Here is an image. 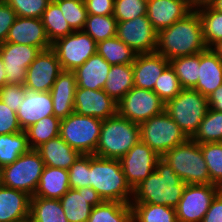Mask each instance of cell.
I'll use <instances>...</instances> for the list:
<instances>
[{"label":"cell","instance_id":"6da1fadb","mask_svg":"<svg viewBox=\"0 0 222 222\" xmlns=\"http://www.w3.org/2000/svg\"><path fill=\"white\" fill-rule=\"evenodd\" d=\"M206 49L197 10H192L184 18L157 33L156 52L168 61L198 54Z\"/></svg>","mask_w":222,"mask_h":222},{"label":"cell","instance_id":"7a4b0ae2","mask_svg":"<svg viewBox=\"0 0 222 222\" xmlns=\"http://www.w3.org/2000/svg\"><path fill=\"white\" fill-rule=\"evenodd\" d=\"M186 185L161 157L155 170L133 190L131 203H151L175 208Z\"/></svg>","mask_w":222,"mask_h":222},{"label":"cell","instance_id":"3957f363","mask_svg":"<svg viewBox=\"0 0 222 222\" xmlns=\"http://www.w3.org/2000/svg\"><path fill=\"white\" fill-rule=\"evenodd\" d=\"M89 187H92L103 201H117L131 204L133 190L128 185L120 160L106 159L90 154Z\"/></svg>","mask_w":222,"mask_h":222},{"label":"cell","instance_id":"277c9868","mask_svg":"<svg viewBox=\"0 0 222 222\" xmlns=\"http://www.w3.org/2000/svg\"><path fill=\"white\" fill-rule=\"evenodd\" d=\"M140 140L139 124L118 114L102 120L95 156L121 159Z\"/></svg>","mask_w":222,"mask_h":222},{"label":"cell","instance_id":"5b68a950","mask_svg":"<svg viewBox=\"0 0 222 222\" xmlns=\"http://www.w3.org/2000/svg\"><path fill=\"white\" fill-rule=\"evenodd\" d=\"M162 158L186 184H210L200 144L191 138L167 151Z\"/></svg>","mask_w":222,"mask_h":222},{"label":"cell","instance_id":"8992f818","mask_svg":"<svg viewBox=\"0 0 222 222\" xmlns=\"http://www.w3.org/2000/svg\"><path fill=\"white\" fill-rule=\"evenodd\" d=\"M209 110L208 99L194 89H182L178 95L165 103L166 113L191 138Z\"/></svg>","mask_w":222,"mask_h":222},{"label":"cell","instance_id":"52a82bcc","mask_svg":"<svg viewBox=\"0 0 222 222\" xmlns=\"http://www.w3.org/2000/svg\"><path fill=\"white\" fill-rule=\"evenodd\" d=\"M45 164L36 149H30L15 162L1 168L2 186L34 195Z\"/></svg>","mask_w":222,"mask_h":222},{"label":"cell","instance_id":"ba28073f","mask_svg":"<svg viewBox=\"0 0 222 222\" xmlns=\"http://www.w3.org/2000/svg\"><path fill=\"white\" fill-rule=\"evenodd\" d=\"M139 127L140 140L147 144L160 157L188 139L186 134L166 111L140 123Z\"/></svg>","mask_w":222,"mask_h":222},{"label":"cell","instance_id":"9c48e42d","mask_svg":"<svg viewBox=\"0 0 222 222\" xmlns=\"http://www.w3.org/2000/svg\"><path fill=\"white\" fill-rule=\"evenodd\" d=\"M102 120L72 113L61 119L59 136L81 154H95Z\"/></svg>","mask_w":222,"mask_h":222},{"label":"cell","instance_id":"30bf717a","mask_svg":"<svg viewBox=\"0 0 222 222\" xmlns=\"http://www.w3.org/2000/svg\"><path fill=\"white\" fill-rule=\"evenodd\" d=\"M63 71H74L97 53V43L83 30L57 39L52 43Z\"/></svg>","mask_w":222,"mask_h":222},{"label":"cell","instance_id":"8fae6325","mask_svg":"<svg viewBox=\"0 0 222 222\" xmlns=\"http://www.w3.org/2000/svg\"><path fill=\"white\" fill-rule=\"evenodd\" d=\"M165 111V102L152 90L133 87L117 104V114L140 124Z\"/></svg>","mask_w":222,"mask_h":222},{"label":"cell","instance_id":"7c38bea8","mask_svg":"<svg viewBox=\"0 0 222 222\" xmlns=\"http://www.w3.org/2000/svg\"><path fill=\"white\" fill-rule=\"evenodd\" d=\"M222 188L215 184H187L175 207L177 222H202Z\"/></svg>","mask_w":222,"mask_h":222},{"label":"cell","instance_id":"4fadbf2b","mask_svg":"<svg viewBox=\"0 0 222 222\" xmlns=\"http://www.w3.org/2000/svg\"><path fill=\"white\" fill-rule=\"evenodd\" d=\"M161 157L139 140L120 160L126 182L134 190L156 168Z\"/></svg>","mask_w":222,"mask_h":222},{"label":"cell","instance_id":"5bb4252c","mask_svg":"<svg viewBox=\"0 0 222 222\" xmlns=\"http://www.w3.org/2000/svg\"><path fill=\"white\" fill-rule=\"evenodd\" d=\"M116 37L136 54L154 53L157 48V32L147 15L117 23Z\"/></svg>","mask_w":222,"mask_h":222},{"label":"cell","instance_id":"9a60e30c","mask_svg":"<svg viewBox=\"0 0 222 222\" xmlns=\"http://www.w3.org/2000/svg\"><path fill=\"white\" fill-rule=\"evenodd\" d=\"M41 52L31 45L4 42L0 44V57L4 63L7 83L24 85L26 70Z\"/></svg>","mask_w":222,"mask_h":222},{"label":"cell","instance_id":"2e32d148","mask_svg":"<svg viewBox=\"0 0 222 222\" xmlns=\"http://www.w3.org/2000/svg\"><path fill=\"white\" fill-rule=\"evenodd\" d=\"M62 71L56 52L52 48L41 51L26 70L24 86L35 92L50 91Z\"/></svg>","mask_w":222,"mask_h":222},{"label":"cell","instance_id":"e0dca14e","mask_svg":"<svg viewBox=\"0 0 222 222\" xmlns=\"http://www.w3.org/2000/svg\"><path fill=\"white\" fill-rule=\"evenodd\" d=\"M117 104L103 89L76 87L74 112L77 114L105 120L117 115Z\"/></svg>","mask_w":222,"mask_h":222},{"label":"cell","instance_id":"ac0fdd59","mask_svg":"<svg viewBox=\"0 0 222 222\" xmlns=\"http://www.w3.org/2000/svg\"><path fill=\"white\" fill-rule=\"evenodd\" d=\"M59 200L68 222H87L92 208L103 202L92 187L70 188Z\"/></svg>","mask_w":222,"mask_h":222},{"label":"cell","instance_id":"d6986e66","mask_svg":"<svg viewBox=\"0 0 222 222\" xmlns=\"http://www.w3.org/2000/svg\"><path fill=\"white\" fill-rule=\"evenodd\" d=\"M5 42L31 45L41 51L52 48L41 18H26L17 16L9 29Z\"/></svg>","mask_w":222,"mask_h":222},{"label":"cell","instance_id":"ffe728a7","mask_svg":"<svg viewBox=\"0 0 222 222\" xmlns=\"http://www.w3.org/2000/svg\"><path fill=\"white\" fill-rule=\"evenodd\" d=\"M16 115L23 131L42 118L54 115L50 91L35 92L26 89L25 98Z\"/></svg>","mask_w":222,"mask_h":222},{"label":"cell","instance_id":"44dd1931","mask_svg":"<svg viewBox=\"0 0 222 222\" xmlns=\"http://www.w3.org/2000/svg\"><path fill=\"white\" fill-rule=\"evenodd\" d=\"M191 11L188 1L148 0L147 2V18L157 33L184 18Z\"/></svg>","mask_w":222,"mask_h":222},{"label":"cell","instance_id":"7402d4cb","mask_svg":"<svg viewBox=\"0 0 222 222\" xmlns=\"http://www.w3.org/2000/svg\"><path fill=\"white\" fill-rule=\"evenodd\" d=\"M168 65L169 61L157 52L137 54L132 64L134 87L153 91L156 81Z\"/></svg>","mask_w":222,"mask_h":222},{"label":"cell","instance_id":"603a6c76","mask_svg":"<svg viewBox=\"0 0 222 222\" xmlns=\"http://www.w3.org/2000/svg\"><path fill=\"white\" fill-rule=\"evenodd\" d=\"M76 87V77L73 71H62L58 75L50 90L55 117L63 119L74 113Z\"/></svg>","mask_w":222,"mask_h":222},{"label":"cell","instance_id":"cb8c5ba5","mask_svg":"<svg viewBox=\"0 0 222 222\" xmlns=\"http://www.w3.org/2000/svg\"><path fill=\"white\" fill-rule=\"evenodd\" d=\"M221 85L222 61L211 48H207L200 52L198 82L193 89L208 97Z\"/></svg>","mask_w":222,"mask_h":222},{"label":"cell","instance_id":"d4e9b609","mask_svg":"<svg viewBox=\"0 0 222 222\" xmlns=\"http://www.w3.org/2000/svg\"><path fill=\"white\" fill-rule=\"evenodd\" d=\"M111 66L98 53L92 55L83 65L73 71L77 87L92 90L103 89Z\"/></svg>","mask_w":222,"mask_h":222},{"label":"cell","instance_id":"484cf974","mask_svg":"<svg viewBox=\"0 0 222 222\" xmlns=\"http://www.w3.org/2000/svg\"><path fill=\"white\" fill-rule=\"evenodd\" d=\"M31 196L26 192L0 186V222L30 217Z\"/></svg>","mask_w":222,"mask_h":222},{"label":"cell","instance_id":"4316f807","mask_svg":"<svg viewBox=\"0 0 222 222\" xmlns=\"http://www.w3.org/2000/svg\"><path fill=\"white\" fill-rule=\"evenodd\" d=\"M45 166L68 170L81 155L79 151L71 148L60 136L50 139L36 148Z\"/></svg>","mask_w":222,"mask_h":222},{"label":"cell","instance_id":"83f0119b","mask_svg":"<svg viewBox=\"0 0 222 222\" xmlns=\"http://www.w3.org/2000/svg\"><path fill=\"white\" fill-rule=\"evenodd\" d=\"M68 170L45 166L33 196L60 199L69 189Z\"/></svg>","mask_w":222,"mask_h":222},{"label":"cell","instance_id":"f1b7e54d","mask_svg":"<svg viewBox=\"0 0 222 222\" xmlns=\"http://www.w3.org/2000/svg\"><path fill=\"white\" fill-rule=\"evenodd\" d=\"M134 87L132 64L112 65L103 90L116 102Z\"/></svg>","mask_w":222,"mask_h":222},{"label":"cell","instance_id":"f546056e","mask_svg":"<svg viewBox=\"0 0 222 222\" xmlns=\"http://www.w3.org/2000/svg\"><path fill=\"white\" fill-rule=\"evenodd\" d=\"M32 222H68L60 200L32 196L30 199Z\"/></svg>","mask_w":222,"mask_h":222},{"label":"cell","instance_id":"4dcf8cb0","mask_svg":"<svg viewBox=\"0 0 222 222\" xmlns=\"http://www.w3.org/2000/svg\"><path fill=\"white\" fill-rule=\"evenodd\" d=\"M87 222H133L131 204L103 201L92 208Z\"/></svg>","mask_w":222,"mask_h":222},{"label":"cell","instance_id":"1f68e13d","mask_svg":"<svg viewBox=\"0 0 222 222\" xmlns=\"http://www.w3.org/2000/svg\"><path fill=\"white\" fill-rule=\"evenodd\" d=\"M97 53L110 65L133 64L136 53L116 36L97 43Z\"/></svg>","mask_w":222,"mask_h":222},{"label":"cell","instance_id":"d6a6232c","mask_svg":"<svg viewBox=\"0 0 222 222\" xmlns=\"http://www.w3.org/2000/svg\"><path fill=\"white\" fill-rule=\"evenodd\" d=\"M29 150L30 147L25 131L0 135V168L12 164Z\"/></svg>","mask_w":222,"mask_h":222},{"label":"cell","instance_id":"836d02e7","mask_svg":"<svg viewBox=\"0 0 222 222\" xmlns=\"http://www.w3.org/2000/svg\"><path fill=\"white\" fill-rule=\"evenodd\" d=\"M133 222H177L175 208L151 203H131Z\"/></svg>","mask_w":222,"mask_h":222},{"label":"cell","instance_id":"e575fe53","mask_svg":"<svg viewBox=\"0 0 222 222\" xmlns=\"http://www.w3.org/2000/svg\"><path fill=\"white\" fill-rule=\"evenodd\" d=\"M60 122L58 117L47 116L28 127L27 133L28 144L30 149H36L50 139L56 138L60 134Z\"/></svg>","mask_w":222,"mask_h":222},{"label":"cell","instance_id":"d590c367","mask_svg":"<svg viewBox=\"0 0 222 222\" xmlns=\"http://www.w3.org/2000/svg\"><path fill=\"white\" fill-rule=\"evenodd\" d=\"M41 21L51 43L74 32L53 0L46 7Z\"/></svg>","mask_w":222,"mask_h":222},{"label":"cell","instance_id":"8d00e7d4","mask_svg":"<svg viewBox=\"0 0 222 222\" xmlns=\"http://www.w3.org/2000/svg\"><path fill=\"white\" fill-rule=\"evenodd\" d=\"M183 89H193L198 82L200 53L177 57L169 61Z\"/></svg>","mask_w":222,"mask_h":222},{"label":"cell","instance_id":"74e56055","mask_svg":"<svg viewBox=\"0 0 222 222\" xmlns=\"http://www.w3.org/2000/svg\"><path fill=\"white\" fill-rule=\"evenodd\" d=\"M200 16L203 38L207 48L222 41V13L214 10L211 6L197 9Z\"/></svg>","mask_w":222,"mask_h":222},{"label":"cell","instance_id":"f35d334b","mask_svg":"<svg viewBox=\"0 0 222 222\" xmlns=\"http://www.w3.org/2000/svg\"><path fill=\"white\" fill-rule=\"evenodd\" d=\"M191 139L198 144L222 142V112L209 109Z\"/></svg>","mask_w":222,"mask_h":222},{"label":"cell","instance_id":"ab89813d","mask_svg":"<svg viewBox=\"0 0 222 222\" xmlns=\"http://www.w3.org/2000/svg\"><path fill=\"white\" fill-rule=\"evenodd\" d=\"M117 23L113 15H87L83 31L98 43L116 36Z\"/></svg>","mask_w":222,"mask_h":222},{"label":"cell","instance_id":"60d3db41","mask_svg":"<svg viewBox=\"0 0 222 222\" xmlns=\"http://www.w3.org/2000/svg\"><path fill=\"white\" fill-rule=\"evenodd\" d=\"M200 147L208 167L210 184L222 188V142L203 143Z\"/></svg>","mask_w":222,"mask_h":222},{"label":"cell","instance_id":"b9f144b4","mask_svg":"<svg viewBox=\"0 0 222 222\" xmlns=\"http://www.w3.org/2000/svg\"><path fill=\"white\" fill-rule=\"evenodd\" d=\"M74 31L83 30L87 20L84 0H53Z\"/></svg>","mask_w":222,"mask_h":222},{"label":"cell","instance_id":"7bdbcfd3","mask_svg":"<svg viewBox=\"0 0 222 222\" xmlns=\"http://www.w3.org/2000/svg\"><path fill=\"white\" fill-rule=\"evenodd\" d=\"M183 87L173 68L169 64L160 75L154 86V92L165 102L173 99Z\"/></svg>","mask_w":222,"mask_h":222},{"label":"cell","instance_id":"ee69618b","mask_svg":"<svg viewBox=\"0 0 222 222\" xmlns=\"http://www.w3.org/2000/svg\"><path fill=\"white\" fill-rule=\"evenodd\" d=\"M148 0H115L113 16L117 22L147 15Z\"/></svg>","mask_w":222,"mask_h":222},{"label":"cell","instance_id":"f6af8a7d","mask_svg":"<svg viewBox=\"0 0 222 222\" xmlns=\"http://www.w3.org/2000/svg\"><path fill=\"white\" fill-rule=\"evenodd\" d=\"M70 188L89 187L90 154H81L68 169Z\"/></svg>","mask_w":222,"mask_h":222},{"label":"cell","instance_id":"bcb514c9","mask_svg":"<svg viewBox=\"0 0 222 222\" xmlns=\"http://www.w3.org/2000/svg\"><path fill=\"white\" fill-rule=\"evenodd\" d=\"M19 17L41 18L52 0H4Z\"/></svg>","mask_w":222,"mask_h":222},{"label":"cell","instance_id":"7dc6e473","mask_svg":"<svg viewBox=\"0 0 222 222\" xmlns=\"http://www.w3.org/2000/svg\"><path fill=\"white\" fill-rule=\"evenodd\" d=\"M26 95L24 85L7 83L0 89V100L5 103L14 112L18 111Z\"/></svg>","mask_w":222,"mask_h":222},{"label":"cell","instance_id":"c3c4849f","mask_svg":"<svg viewBox=\"0 0 222 222\" xmlns=\"http://www.w3.org/2000/svg\"><path fill=\"white\" fill-rule=\"evenodd\" d=\"M22 131L16 112L0 100V135L14 134Z\"/></svg>","mask_w":222,"mask_h":222},{"label":"cell","instance_id":"681fc988","mask_svg":"<svg viewBox=\"0 0 222 222\" xmlns=\"http://www.w3.org/2000/svg\"><path fill=\"white\" fill-rule=\"evenodd\" d=\"M16 18L15 11L5 1L0 2V44L5 42Z\"/></svg>","mask_w":222,"mask_h":222},{"label":"cell","instance_id":"f907efd6","mask_svg":"<svg viewBox=\"0 0 222 222\" xmlns=\"http://www.w3.org/2000/svg\"><path fill=\"white\" fill-rule=\"evenodd\" d=\"M88 15H113L115 0H84Z\"/></svg>","mask_w":222,"mask_h":222},{"label":"cell","instance_id":"816d5d0a","mask_svg":"<svg viewBox=\"0 0 222 222\" xmlns=\"http://www.w3.org/2000/svg\"><path fill=\"white\" fill-rule=\"evenodd\" d=\"M202 222H222V190L213 199Z\"/></svg>","mask_w":222,"mask_h":222},{"label":"cell","instance_id":"f5cc1de1","mask_svg":"<svg viewBox=\"0 0 222 222\" xmlns=\"http://www.w3.org/2000/svg\"><path fill=\"white\" fill-rule=\"evenodd\" d=\"M209 109L222 112V85L208 97Z\"/></svg>","mask_w":222,"mask_h":222},{"label":"cell","instance_id":"db71d44e","mask_svg":"<svg viewBox=\"0 0 222 222\" xmlns=\"http://www.w3.org/2000/svg\"><path fill=\"white\" fill-rule=\"evenodd\" d=\"M214 0H188V5L192 10L210 6Z\"/></svg>","mask_w":222,"mask_h":222},{"label":"cell","instance_id":"11a10c76","mask_svg":"<svg viewBox=\"0 0 222 222\" xmlns=\"http://www.w3.org/2000/svg\"><path fill=\"white\" fill-rule=\"evenodd\" d=\"M7 84L4 63L0 57V89Z\"/></svg>","mask_w":222,"mask_h":222},{"label":"cell","instance_id":"9f6ffc18","mask_svg":"<svg viewBox=\"0 0 222 222\" xmlns=\"http://www.w3.org/2000/svg\"><path fill=\"white\" fill-rule=\"evenodd\" d=\"M211 49L219 56L220 60L222 61V41L214 45Z\"/></svg>","mask_w":222,"mask_h":222},{"label":"cell","instance_id":"6f0895ef","mask_svg":"<svg viewBox=\"0 0 222 222\" xmlns=\"http://www.w3.org/2000/svg\"><path fill=\"white\" fill-rule=\"evenodd\" d=\"M214 10L222 13V0H214L210 5Z\"/></svg>","mask_w":222,"mask_h":222},{"label":"cell","instance_id":"680465c9","mask_svg":"<svg viewBox=\"0 0 222 222\" xmlns=\"http://www.w3.org/2000/svg\"><path fill=\"white\" fill-rule=\"evenodd\" d=\"M13 222H32V221H31L30 217H27V218H24V219L13 221Z\"/></svg>","mask_w":222,"mask_h":222},{"label":"cell","instance_id":"91938a15","mask_svg":"<svg viewBox=\"0 0 222 222\" xmlns=\"http://www.w3.org/2000/svg\"><path fill=\"white\" fill-rule=\"evenodd\" d=\"M2 185V179H1V168H0V186Z\"/></svg>","mask_w":222,"mask_h":222}]
</instances>
